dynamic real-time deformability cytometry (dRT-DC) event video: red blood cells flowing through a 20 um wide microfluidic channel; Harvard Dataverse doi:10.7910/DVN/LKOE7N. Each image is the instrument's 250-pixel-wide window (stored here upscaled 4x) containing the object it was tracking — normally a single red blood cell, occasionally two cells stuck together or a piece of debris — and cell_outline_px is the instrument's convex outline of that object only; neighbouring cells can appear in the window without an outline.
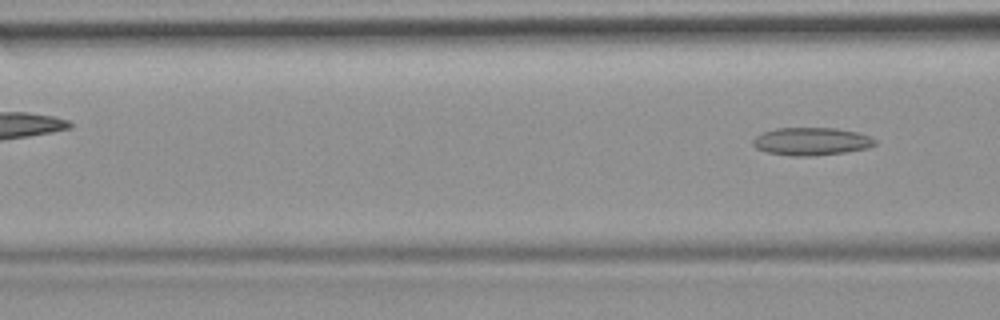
{"species": "common noctule bat (a hibernating species)", "species_latin": "Nyctalus noctula", "temperature_condition": "room temperature", "stored_images_in_passage": 6, "segment_of_instrument_passage": [2, 2], "camera_frame_rate_fps": 3000, "um_per_image_px": 0.085, "animal": {"sex": "female", "body_mass_g": 19.9}, "frame": {"image": 1, "passage_image": 6, "time_ms": 6.333, "image_size_px": [1000, 320], "cell_outline_px": [[876, 144], [868, 148], [844, 152], [812, 156], [792, 156], [768, 152], [756, 148], [752, 144], [752, 140], [756, 136], [764, 132], [776, 128], [836, 128], [856, 132], [868, 136], [876, 140]], "centroid_in_image_um": [68.95, 12.02], "position_along_channel_um": 97.6, "area_um2": 19.65}}